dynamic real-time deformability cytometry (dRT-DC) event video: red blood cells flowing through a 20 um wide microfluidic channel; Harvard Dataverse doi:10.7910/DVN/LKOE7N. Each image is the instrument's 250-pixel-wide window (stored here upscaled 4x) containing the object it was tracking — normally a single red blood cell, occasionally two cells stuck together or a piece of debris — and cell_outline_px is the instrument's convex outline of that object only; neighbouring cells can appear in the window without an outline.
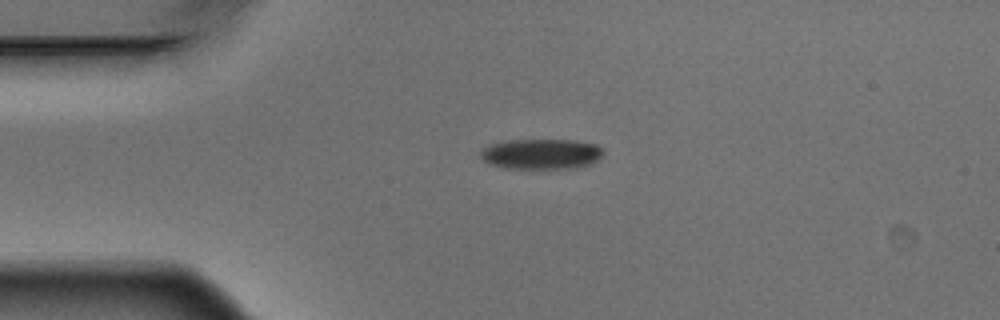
{"species": "Egyptian fruit bat (a non-hibernating species)", "species_latin": "Rousettus aegyptiacus", "temperature_condition": "warm", "stored_images_in_passage": 3, "camera_frame_rate_fps": 3000, "um_per_image_px": 0.085, "animal": {"sex": "male"}, "frame": {"image": 1, "passage_image": 1, "time_ms": 0.0, "image_size_px": [1000, 320], "cell_outline_px": [[604, 152], [592, 164], [576, 168], [508, 168], [492, 164], [484, 160], [480, 156], [480, 152], [488, 144], [508, 140], [576, 140], [596, 144]], "centroid_in_image_um": [46.02, 13.08], "position_along_channel_um": 39.0, "area_um2": 21.62}}
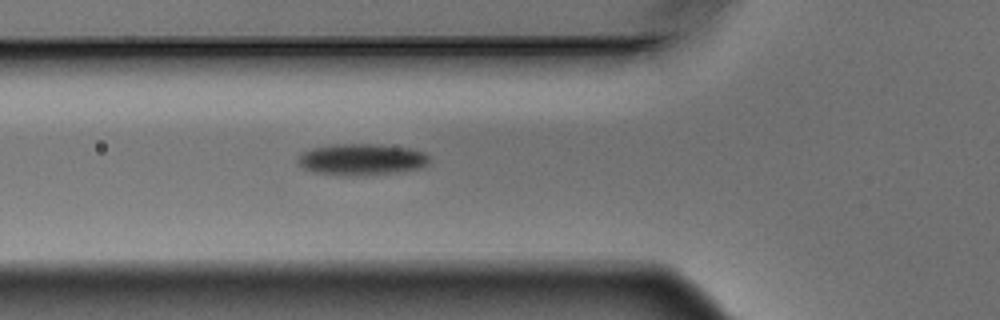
{"frame": {"image": 2, "passage_image": 3, "time_ms": 0.667, "image_size_px": [1000, 320], "cell_outline_px": [[428, 164], [424, 168], [404, 172], [356, 176], [340, 176], [312, 172], [304, 168], [296, 160], [296, 156], [300, 152], [312, 148], [336, 144], [376, 144], [408, 148], [424, 152], [428, 156]], "centroid_in_image_um": [30.72, 13.57], "position_along_channel_um": 95.1, "area_um2": 24.62}}